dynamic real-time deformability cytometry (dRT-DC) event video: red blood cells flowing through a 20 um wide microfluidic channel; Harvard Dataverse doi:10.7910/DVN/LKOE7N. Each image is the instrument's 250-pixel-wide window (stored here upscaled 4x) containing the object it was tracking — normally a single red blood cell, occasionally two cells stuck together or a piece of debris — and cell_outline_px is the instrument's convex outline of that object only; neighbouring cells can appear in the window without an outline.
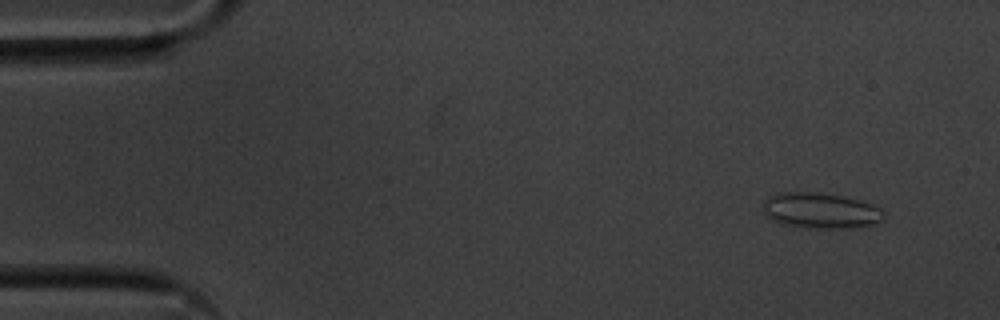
{"species": "common noctule bat (a hibernating species)", "species_latin": "Nyctalus noctula", "temperature_condition": "cold", "stored_images_in_passage": 54, "camera_frame_rate_fps": 3000, "um_per_image_px": 0.085, "animal": {"sex": "male", "body_mass_g": 20.1, "forearm_length_mm": 53.5}, "frame": {"image": 1, "passage_image": 4, "time_ms": 1.0, "image_size_px": [1000, 320], "cell_outline_px": [[884, 220], [860, 228], [808, 228], [780, 224], [764, 216], [764, 200], [768, 196], [776, 192], [820, 192], [864, 200], [880, 208], [884, 212]], "centroid_in_image_um": [69.75, 17.9], "position_along_channel_um": 15.2, "area_um2": 25.72}}
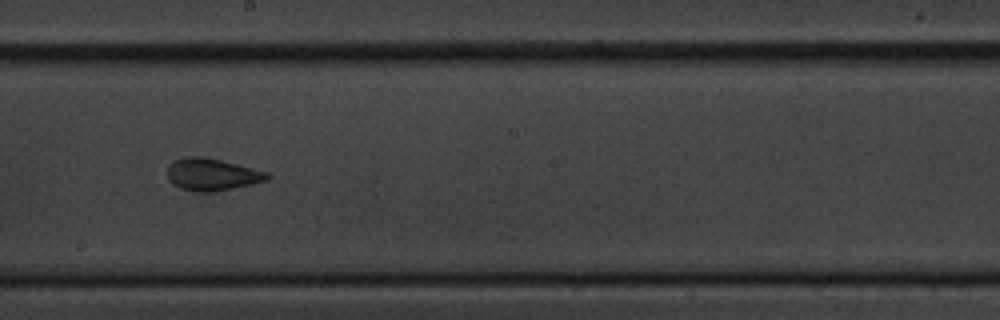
{"frame": {"image": 2, "passage_image": 30, "time_ms": 9.667, "image_size_px": [1000, 320], "cell_outline_px": [[272, 176], [268, 180], [252, 184], [212, 192], [200, 192], [180, 188], [172, 184], [168, 180], [168, 164], [172, 160], [184, 156], [200, 156], [220, 160], [268, 172]], "centroid_in_image_um": [17.99, 14.82], "position_along_channel_um": 230.2, "area_um2": 18.79}}
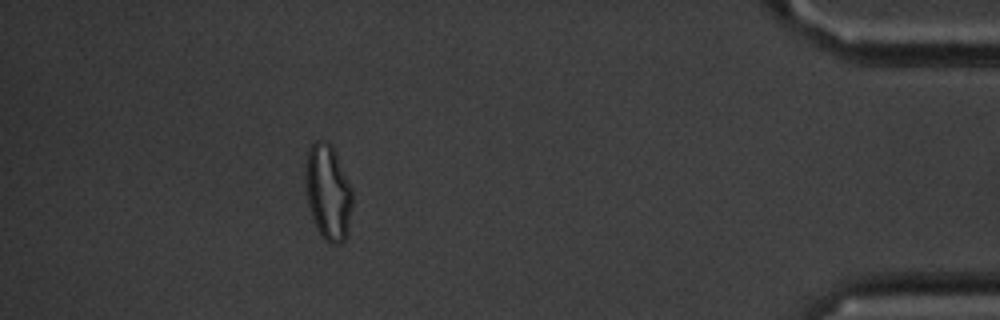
{"frame": {"image": 3, "passage_image": 49, "time_ms": 16.0, "image_size_px": [1000, 320], "cell_outline_px": [[352, 204], [348, 224], [344, 240], [340, 244], [332, 244], [324, 240], [320, 236], [312, 216], [308, 204], [308, 152], [312, 144], [316, 140], [320, 140], [328, 144], [332, 148], [352, 188]], "centroid_in_image_um": [27.92, 16.42], "position_along_channel_um": 407.3, "area_um2": 24.85}, "authors_computed_cell_mechanics": {"area_um2": 20.0566, "velocity_mm_per_s": 3.615, "shape_relaxation_time_tau1_ms": 5.7561, "shape_relaxation_time_tau2_ms": 1.6491, "deformation_change_tau1": 0.1652, "deformation_change_tau2": 0.0948}}